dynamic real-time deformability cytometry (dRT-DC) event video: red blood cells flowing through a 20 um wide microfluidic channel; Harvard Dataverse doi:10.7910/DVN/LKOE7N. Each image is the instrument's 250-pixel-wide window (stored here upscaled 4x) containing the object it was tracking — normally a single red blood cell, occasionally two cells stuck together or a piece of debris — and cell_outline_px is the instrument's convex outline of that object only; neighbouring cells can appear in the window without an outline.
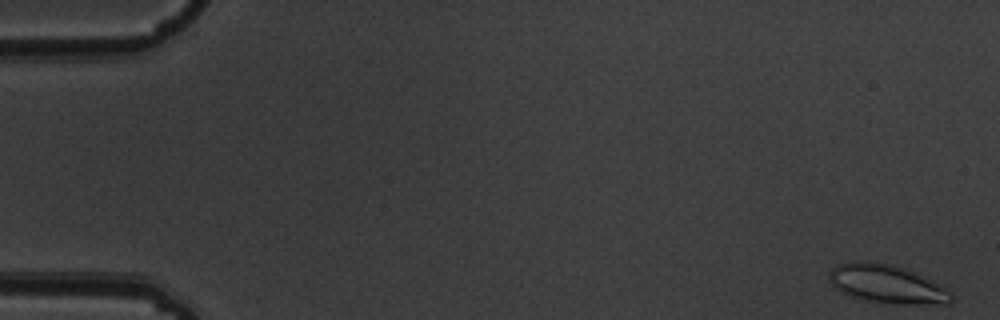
{"species": "common noctule bat (a hibernating species)", "species_latin": "Nyctalus noctula", "temperature_condition": "warm", "stored_images_in_passage": 5, "camera_frame_rate_fps": 3000, "um_per_image_px": 0.085, "animal": {"sex": "male", "body_mass_g": 19.5, "forearm_length_mm": 54.6}, "frame": {"image": 1, "passage_image": 1, "time_ms": 0.0, "image_size_px": [1000, 320], "cell_outline_px": [[952, 300], [948, 304], [904, 304], [868, 300], [852, 296], [840, 292], [828, 280], [828, 272], [832, 268], [840, 264], [852, 260], [864, 260], [888, 264], [904, 268], [940, 284], [948, 288], [952, 292]], "centroid_in_image_um": [75.38, 24.13], "position_along_channel_um": 9.6, "area_um2": 27.34}}
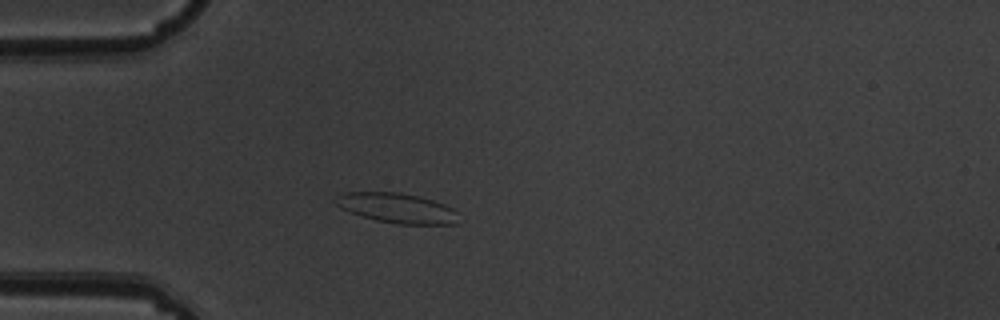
{"frame": {"image": 2, "passage_image": 5, "time_ms": 1.333, "image_size_px": [1000, 320], "cell_outline_px": [[460, 212], [456, 224], [396, 224], [376, 220], [360, 216], [340, 208], [332, 200], [336, 196], [344, 192], [400, 192], [420, 196], [444, 204]], "centroid_in_image_um": [33.74, 17.68], "position_along_channel_um": 51.3, "area_um2": 21.73}}